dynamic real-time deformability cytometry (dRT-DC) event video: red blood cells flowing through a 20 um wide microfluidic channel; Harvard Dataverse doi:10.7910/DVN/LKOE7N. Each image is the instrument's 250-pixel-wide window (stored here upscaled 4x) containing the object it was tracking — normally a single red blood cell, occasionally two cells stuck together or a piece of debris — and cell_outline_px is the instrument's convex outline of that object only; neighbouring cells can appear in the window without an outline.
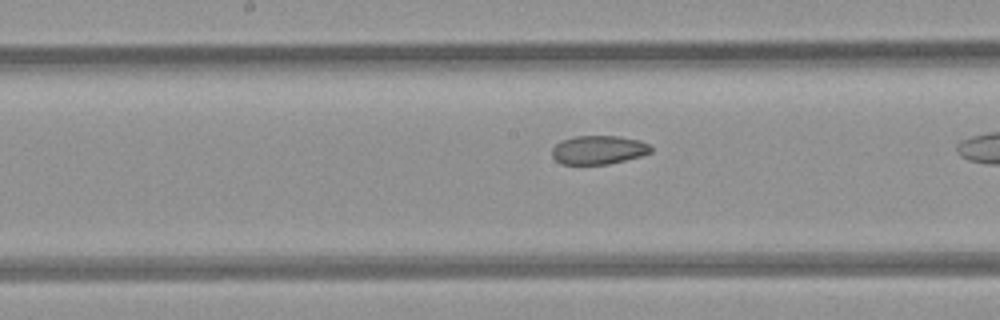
{"species": "common noctule bat (a hibernating species)", "species_latin": "Nyctalus noctula", "temperature_condition": "room temperature", "stored_images_in_passage": 14, "camera_frame_rate_fps": 3000, "um_per_image_px": 0.085, "animal": {"sex": "female", "body_mass_g": 21.9}, "frame": {"image": 1, "passage_image": 12, "time_ms": 3.667, "image_size_px": [1000, 320], "cell_outline_px": [[652, 152], [640, 156], [608, 164], [560, 164], [552, 156], [552, 148], [556, 144], [564, 140], [576, 136], [620, 136], [640, 140], [648, 144], [652, 148]], "centroid_in_image_um": [50.88, 12.74], "position_along_channel_um": 197.3, "area_um2": 16.47}}